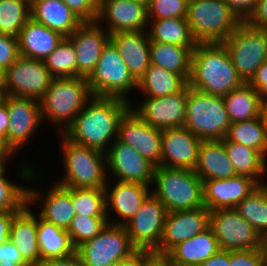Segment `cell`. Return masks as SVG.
I'll list each match as a JSON object with an SVG mask.
<instances>
[{
  "label": "cell",
  "mask_w": 267,
  "mask_h": 266,
  "mask_svg": "<svg viewBox=\"0 0 267 266\" xmlns=\"http://www.w3.org/2000/svg\"><path fill=\"white\" fill-rule=\"evenodd\" d=\"M3 72L0 70V96L2 95Z\"/></svg>",
  "instance_id": "obj_61"
},
{
  "label": "cell",
  "mask_w": 267,
  "mask_h": 266,
  "mask_svg": "<svg viewBox=\"0 0 267 266\" xmlns=\"http://www.w3.org/2000/svg\"><path fill=\"white\" fill-rule=\"evenodd\" d=\"M234 210L264 238L267 235V182L260 184Z\"/></svg>",
  "instance_id": "obj_37"
},
{
  "label": "cell",
  "mask_w": 267,
  "mask_h": 266,
  "mask_svg": "<svg viewBox=\"0 0 267 266\" xmlns=\"http://www.w3.org/2000/svg\"><path fill=\"white\" fill-rule=\"evenodd\" d=\"M231 122L224 99L189 87L184 127L203 140H222Z\"/></svg>",
  "instance_id": "obj_7"
},
{
  "label": "cell",
  "mask_w": 267,
  "mask_h": 266,
  "mask_svg": "<svg viewBox=\"0 0 267 266\" xmlns=\"http://www.w3.org/2000/svg\"><path fill=\"white\" fill-rule=\"evenodd\" d=\"M199 266H230V251L219 250Z\"/></svg>",
  "instance_id": "obj_55"
},
{
  "label": "cell",
  "mask_w": 267,
  "mask_h": 266,
  "mask_svg": "<svg viewBox=\"0 0 267 266\" xmlns=\"http://www.w3.org/2000/svg\"><path fill=\"white\" fill-rule=\"evenodd\" d=\"M44 63L54 78L77 77V56L67 37L63 38Z\"/></svg>",
  "instance_id": "obj_40"
},
{
  "label": "cell",
  "mask_w": 267,
  "mask_h": 266,
  "mask_svg": "<svg viewBox=\"0 0 267 266\" xmlns=\"http://www.w3.org/2000/svg\"><path fill=\"white\" fill-rule=\"evenodd\" d=\"M97 10L103 5L105 0H88Z\"/></svg>",
  "instance_id": "obj_60"
},
{
  "label": "cell",
  "mask_w": 267,
  "mask_h": 266,
  "mask_svg": "<svg viewBox=\"0 0 267 266\" xmlns=\"http://www.w3.org/2000/svg\"><path fill=\"white\" fill-rule=\"evenodd\" d=\"M167 213L153 193L144 200L140 210L124 225L137 249L154 251L160 245Z\"/></svg>",
  "instance_id": "obj_15"
},
{
  "label": "cell",
  "mask_w": 267,
  "mask_h": 266,
  "mask_svg": "<svg viewBox=\"0 0 267 266\" xmlns=\"http://www.w3.org/2000/svg\"><path fill=\"white\" fill-rule=\"evenodd\" d=\"M243 83L223 43H197L191 56L189 87L224 97Z\"/></svg>",
  "instance_id": "obj_2"
},
{
  "label": "cell",
  "mask_w": 267,
  "mask_h": 266,
  "mask_svg": "<svg viewBox=\"0 0 267 266\" xmlns=\"http://www.w3.org/2000/svg\"><path fill=\"white\" fill-rule=\"evenodd\" d=\"M222 43L244 83H249L267 61V29L254 28L242 21Z\"/></svg>",
  "instance_id": "obj_9"
},
{
  "label": "cell",
  "mask_w": 267,
  "mask_h": 266,
  "mask_svg": "<svg viewBox=\"0 0 267 266\" xmlns=\"http://www.w3.org/2000/svg\"><path fill=\"white\" fill-rule=\"evenodd\" d=\"M37 239L41 255V265L42 262L48 259L66 257L76 251L65 229L44 221L38 214Z\"/></svg>",
  "instance_id": "obj_33"
},
{
  "label": "cell",
  "mask_w": 267,
  "mask_h": 266,
  "mask_svg": "<svg viewBox=\"0 0 267 266\" xmlns=\"http://www.w3.org/2000/svg\"><path fill=\"white\" fill-rule=\"evenodd\" d=\"M13 149L7 144L6 139L0 136V164L10 162L15 156Z\"/></svg>",
  "instance_id": "obj_58"
},
{
  "label": "cell",
  "mask_w": 267,
  "mask_h": 266,
  "mask_svg": "<svg viewBox=\"0 0 267 266\" xmlns=\"http://www.w3.org/2000/svg\"><path fill=\"white\" fill-rule=\"evenodd\" d=\"M26 203L13 217L9 239L20 251L30 266H41V255L37 239V213Z\"/></svg>",
  "instance_id": "obj_26"
},
{
  "label": "cell",
  "mask_w": 267,
  "mask_h": 266,
  "mask_svg": "<svg viewBox=\"0 0 267 266\" xmlns=\"http://www.w3.org/2000/svg\"><path fill=\"white\" fill-rule=\"evenodd\" d=\"M7 105L10 124L7 130V144L17 152L28 146L29 140L43 125L40 102L33 98L1 95Z\"/></svg>",
  "instance_id": "obj_13"
},
{
  "label": "cell",
  "mask_w": 267,
  "mask_h": 266,
  "mask_svg": "<svg viewBox=\"0 0 267 266\" xmlns=\"http://www.w3.org/2000/svg\"><path fill=\"white\" fill-rule=\"evenodd\" d=\"M244 21L253 10L257 0H223Z\"/></svg>",
  "instance_id": "obj_51"
},
{
  "label": "cell",
  "mask_w": 267,
  "mask_h": 266,
  "mask_svg": "<svg viewBox=\"0 0 267 266\" xmlns=\"http://www.w3.org/2000/svg\"><path fill=\"white\" fill-rule=\"evenodd\" d=\"M19 56L17 37L0 34V70L4 72Z\"/></svg>",
  "instance_id": "obj_46"
},
{
  "label": "cell",
  "mask_w": 267,
  "mask_h": 266,
  "mask_svg": "<svg viewBox=\"0 0 267 266\" xmlns=\"http://www.w3.org/2000/svg\"><path fill=\"white\" fill-rule=\"evenodd\" d=\"M137 1L143 2V3H145L146 5L149 3V0H137Z\"/></svg>",
  "instance_id": "obj_63"
},
{
  "label": "cell",
  "mask_w": 267,
  "mask_h": 266,
  "mask_svg": "<svg viewBox=\"0 0 267 266\" xmlns=\"http://www.w3.org/2000/svg\"><path fill=\"white\" fill-rule=\"evenodd\" d=\"M249 84L256 89L261 102L267 101V61L257 69Z\"/></svg>",
  "instance_id": "obj_50"
},
{
  "label": "cell",
  "mask_w": 267,
  "mask_h": 266,
  "mask_svg": "<svg viewBox=\"0 0 267 266\" xmlns=\"http://www.w3.org/2000/svg\"><path fill=\"white\" fill-rule=\"evenodd\" d=\"M202 180L227 179L236 176L222 140H203L194 169Z\"/></svg>",
  "instance_id": "obj_30"
},
{
  "label": "cell",
  "mask_w": 267,
  "mask_h": 266,
  "mask_svg": "<svg viewBox=\"0 0 267 266\" xmlns=\"http://www.w3.org/2000/svg\"><path fill=\"white\" fill-rule=\"evenodd\" d=\"M186 84L179 74L150 63L137 82V91L143 93L142 97H164L179 92Z\"/></svg>",
  "instance_id": "obj_35"
},
{
  "label": "cell",
  "mask_w": 267,
  "mask_h": 266,
  "mask_svg": "<svg viewBox=\"0 0 267 266\" xmlns=\"http://www.w3.org/2000/svg\"><path fill=\"white\" fill-rule=\"evenodd\" d=\"M148 35L150 41L196 47L187 18L148 19Z\"/></svg>",
  "instance_id": "obj_34"
},
{
  "label": "cell",
  "mask_w": 267,
  "mask_h": 266,
  "mask_svg": "<svg viewBox=\"0 0 267 266\" xmlns=\"http://www.w3.org/2000/svg\"><path fill=\"white\" fill-rule=\"evenodd\" d=\"M223 99L231 123L248 121L259 116L261 101L256 89L249 83H243Z\"/></svg>",
  "instance_id": "obj_36"
},
{
  "label": "cell",
  "mask_w": 267,
  "mask_h": 266,
  "mask_svg": "<svg viewBox=\"0 0 267 266\" xmlns=\"http://www.w3.org/2000/svg\"><path fill=\"white\" fill-rule=\"evenodd\" d=\"M113 184L114 186L111 187L107 181L105 186L107 222L124 226L140 210L144 200L152 193L151 187L141 183L117 180Z\"/></svg>",
  "instance_id": "obj_19"
},
{
  "label": "cell",
  "mask_w": 267,
  "mask_h": 266,
  "mask_svg": "<svg viewBox=\"0 0 267 266\" xmlns=\"http://www.w3.org/2000/svg\"><path fill=\"white\" fill-rule=\"evenodd\" d=\"M107 217L76 215L66 230L75 248L94 238L107 225Z\"/></svg>",
  "instance_id": "obj_43"
},
{
  "label": "cell",
  "mask_w": 267,
  "mask_h": 266,
  "mask_svg": "<svg viewBox=\"0 0 267 266\" xmlns=\"http://www.w3.org/2000/svg\"><path fill=\"white\" fill-rule=\"evenodd\" d=\"M63 38L60 33L30 18L17 36L19 55L44 61Z\"/></svg>",
  "instance_id": "obj_28"
},
{
  "label": "cell",
  "mask_w": 267,
  "mask_h": 266,
  "mask_svg": "<svg viewBox=\"0 0 267 266\" xmlns=\"http://www.w3.org/2000/svg\"><path fill=\"white\" fill-rule=\"evenodd\" d=\"M87 82L94 97L119 98L131 103L129 98L132 97V92H137V81L130 74L111 40L104 46Z\"/></svg>",
  "instance_id": "obj_8"
},
{
  "label": "cell",
  "mask_w": 267,
  "mask_h": 266,
  "mask_svg": "<svg viewBox=\"0 0 267 266\" xmlns=\"http://www.w3.org/2000/svg\"><path fill=\"white\" fill-rule=\"evenodd\" d=\"M6 164H0V211H19L27 203V185L9 180Z\"/></svg>",
  "instance_id": "obj_42"
},
{
  "label": "cell",
  "mask_w": 267,
  "mask_h": 266,
  "mask_svg": "<svg viewBox=\"0 0 267 266\" xmlns=\"http://www.w3.org/2000/svg\"><path fill=\"white\" fill-rule=\"evenodd\" d=\"M151 191L167 212L204 206L203 181L194 170L157 166L154 169Z\"/></svg>",
  "instance_id": "obj_5"
},
{
  "label": "cell",
  "mask_w": 267,
  "mask_h": 266,
  "mask_svg": "<svg viewBox=\"0 0 267 266\" xmlns=\"http://www.w3.org/2000/svg\"><path fill=\"white\" fill-rule=\"evenodd\" d=\"M41 266H86L79 256V254L75 251L73 254L60 257V258H52L42 262Z\"/></svg>",
  "instance_id": "obj_52"
},
{
  "label": "cell",
  "mask_w": 267,
  "mask_h": 266,
  "mask_svg": "<svg viewBox=\"0 0 267 266\" xmlns=\"http://www.w3.org/2000/svg\"><path fill=\"white\" fill-rule=\"evenodd\" d=\"M76 215L107 217L105 188H72Z\"/></svg>",
  "instance_id": "obj_41"
},
{
  "label": "cell",
  "mask_w": 267,
  "mask_h": 266,
  "mask_svg": "<svg viewBox=\"0 0 267 266\" xmlns=\"http://www.w3.org/2000/svg\"><path fill=\"white\" fill-rule=\"evenodd\" d=\"M105 154L107 175H114L117 181L152 187L155 166L136 149L117 138Z\"/></svg>",
  "instance_id": "obj_14"
},
{
  "label": "cell",
  "mask_w": 267,
  "mask_h": 266,
  "mask_svg": "<svg viewBox=\"0 0 267 266\" xmlns=\"http://www.w3.org/2000/svg\"><path fill=\"white\" fill-rule=\"evenodd\" d=\"M194 49L195 47L150 41L151 64L179 74L188 83Z\"/></svg>",
  "instance_id": "obj_31"
},
{
  "label": "cell",
  "mask_w": 267,
  "mask_h": 266,
  "mask_svg": "<svg viewBox=\"0 0 267 266\" xmlns=\"http://www.w3.org/2000/svg\"><path fill=\"white\" fill-rule=\"evenodd\" d=\"M31 18L64 37L71 35L84 21L62 0H32Z\"/></svg>",
  "instance_id": "obj_27"
},
{
  "label": "cell",
  "mask_w": 267,
  "mask_h": 266,
  "mask_svg": "<svg viewBox=\"0 0 267 266\" xmlns=\"http://www.w3.org/2000/svg\"><path fill=\"white\" fill-rule=\"evenodd\" d=\"M135 250L125 227L109 223L98 235L76 248L86 266H115Z\"/></svg>",
  "instance_id": "obj_10"
},
{
  "label": "cell",
  "mask_w": 267,
  "mask_h": 266,
  "mask_svg": "<svg viewBox=\"0 0 267 266\" xmlns=\"http://www.w3.org/2000/svg\"><path fill=\"white\" fill-rule=\"evenodd\" d=\"M230 266H267L264 248L230 251Z\"/></svg>",
  "instance_id": "obj_45"
},
{
  "label": "cell",
  "mask_w": 267,
  "mask_h": 266,
  "mask_svg": "<svg viewBox=\"0 0 267 266\" xmlns=\"http://www.w3.org/2000/svg\"><path fill=\"white\" fill-rule=\"evenodd\" d=\"M0 266H30L15 244L8 239L0 245Z\"/></svg>",
  "instance_id": "obj_47"
},
{
  "label": "cell",
  "mask_w": 267,
  "mask_h": 266,
  "mask_svg": "<svg viewBox=\"0 0 267 266\" xmlns=\"http://www.w3.org/2000/svg\"><path fill=\"white\" fill-rule=\"evenodd\" d=\"M96 21L109 34L120 31H147V5L137 0H105L98 9Z\"/></svg>",
  "instance_id": "obj_20"
},
{
  "label": "cell",
  "mask_w": 267,
  "mask_h": 266,
  "mask_svg": "<svg viewBox=\"0 0 267 266\" xmlns=\"http://www.w3.org/2000/svg\"><path fill=\"white\" fill-rule=\"evenodd\" d=\"M188 83L179 91L164 97H144L131 109L148 125L159 129L184 126ZM133 104V106H132Z\"/></svg>",
  "instance_id": "obj_16"
},
{
  "label": "cell",
  "mask_w": 267,
  "mask_h": 266,
  "mask_svg": "<svg viewBox=\"0 0 267 266\" xmlns=\"http://www.w3.org/2000/svg\"><path fill=\"white\" fill-rule=\"evenodd\" d=\"M210 211L205 207L168 212L160 245L154 250L167 254L177 244L191 239L209 227Z\"/></svg>",
  "instance_id": "obj_21"
},
{
  "label": "cell",
  "mask_w": 267,
  "mask_h": 266,
  "mask_svg": "<svg viewBox=\"0 0 267 266\" xmlns=\"http://www.w3.org/2000/svg\"><path fill=\"white\" fill-rule=\"evenodd\" d=\"M144 266H173L166 254H159L153 250L145 249Z\"/></svg>",
  "instance_id": "obj_54"
},
{
  "label": "cell",
  "mask_w": 267,
  "mask_h": 266,
  "mask_svg": "<svg viewBox=\"0 0 267 266\" xmlns=\"http://www.w3.org/2000/svg\"><path fill=\"white\" fill-rule=\"evenodd\" d=\"M260 184L246 175L203 181V202L209 211L234 209Z\"/></svg>",
  "instance_id": "obj_24"
},
{
  "label": "cell",
  "mask_w": 267,
  "mask_h": 266,
  "mask_svg": "<svg viewBox=\"0 0 267 266\" xmlns=\"http://www.w3.org/2000/svg\"><path fill=\"white\" fill-rule=\"evenodd\" d=\"M92 97L87 78H54L39 100L43 123L60 127L63 134Z\"/></svg>",
  "instance_id": "obj_3"
},
{
  "label": "cell",
  "mask_w": 267,
  "mask_h": 266,
  "mask_svg": "<svg viewBox=\"0 0 267 266\" xmlns=\"http://www.w3.org/2000/svg\"><path fill=\"white\" fill-rule=\"evenodd\" d=\"M64 176L56 183L72 188H105L107 175L105 152L76 144L60 134Z\"/></svg>",
  "instance_id": "obj_4"
},
{
  "label": "cell",
  "mask_w": 267,
  "mask_h": 266,
  "mask_svg": "<svg viewBox=\"0 0 267 266\" xmlns=\"http://www.w3.org/2000/svg\"><path fill=\"white\" fill-rule=\"evenodd\" d=\"M244 22L254 28L267 29V0H257Z\"/></svg>",
  "instance_id": "obj_49"
},
{
  "label": "cell",
  "mask_w": 267,
  "mask_h": 266,
  "mask_svg": "<svg viewBox=\"0 0 267 266\" xmlns=\"http://www.w3.org/2000/svg\"><path fill=\"white\" fill-rule=\"evenodd\" d=\"M209 227L220 250L237 251L263 248V238L234 209L210 211Z\"/></svg>",
  "instance_id": "obj_12"
},
{
  "label": "cell",
  "mask_w": 267,
  "mask_h": 266,
  "mask_svg": "<svg viewBox=\"0 0 267 266\" xmlns=\"http://www.w3.org/2000/svg\"><path fill=\"white\" fill-rule=\"evenodd\" d=\"M30 18V1L0 0V34L17 37Z\"/></svg>",
  "instance_id": "obj_39"
},
{
  "label": "cell",
  "mask_w": 267,
  "mask_h": 266,
  "mask_svg": "<svg viewBox=\"0 0 267 266\" xmlns=\"http://www.w3.org/2000/svg\"><path fill=\"white\" fill-rule=\"evenodd\" d=\"M188 0H149L148 19L187 18Z\"/></svg>",
  "instance_id": "obj_44"
},
{
  "label": "cell",
  "mask_w": 267,
  "mask_h": 266,
  "mask_svg": "<svg viewBox=\"0 0 267 266\" xmlns=\"http://www.w3.org/2000/svg\"><path fill=\"white\" fill-rule=\"evenodd\" d=\"M220 250L210 227L174 246L166 255L173 266H199Z\"/></svg>",
  "instance_id": "obj_29"
},
{
  "label": "cell",
  "mask_w": 267,
  "mask_h": 266,
  "mask_svg": "<svg viewBox=\"0 0 267 266\" xmlns=\"http://www.w3.org/2000/svg\"><path fill=\"white\" fill-rule=\"evenodd\" d=\"M263 248L267 252V235L263 238Z\"/></svg>",
  "instance_id": "obj_62"
},
{
  "label": "cell",
  "mask_w": 267,
  "mask_h": 266,
  "mask_svg": "<svg viewBox=\"0 0 267 266\" xmlns=\"http://www.w3.org/2000/svg\"><path fill=\"white\" fill-rule=\"evenodd\" d=\"M53 79L43 60L19 55L3 72L2 95L40 100Z\"/></svg>",
  "instance_id": "obj_11"
},
{
  "label": "cell",
  "mask_w": 267,
  "mask_h": 266,
  "mask_svg": "<svg viewBox=\"0 0 267 266\" xmlns=\"http://www.w3.org/2000/svg\"><path fill=\"white\" fill-rule=\"evenodd\" d=\"M31 184L33 185L30 183L27 187V203L32 206L35 204L37 207L40 205L38 216L41 219L67 230L71 220L76 216L72 202V187H64L54 182L48 191L44 192L40 187L37 189Z\"/></svg>",
  "instance_id": "obj_17"
},
{
  "label": "cell",
  "mask_w": 267,
  "mask_h": 266,
  "mask_svg": "<svg viewBox=\"0 0 267 266\" xmlns=\"http://www.w3.org/2000/svg\"><path fill=\"white\" fill-rule=\"evenodd\" d=\"M225 138L257 150L267 160V133L260 116L231 123Z\"/></svg>",
  "instance_id": "obj_38"
},
{
  "label": "cell",
  "mask_w": 267,
  "mask_h": 266,
  "mask_svg": "<svg viewBox=\"0 0 267 266\" xmlns=\"http://www.w3.org/2000/svg\"><path fill=\"white\" fill-rule=\"evenodd\" d=\"M118 139L136 149L155 167L161 166L162 129L148 125L131 108L119 122Z\"/></svg>",
  "instance_id": "obj_18"
},
{
  "label": "cell",
  "mask_w": 267,
  "mask_h": 266,
  "mask_svg": "<svg viewBox=\"0 0 267 266\" xmlns=\"http://www.w3.org/2000/svg\"><path fill=\"white\" fill-rule=\"evenodd\" d=\"M18 211H0V245L9 239L10 224Z\"/></svg>",
  "instance_id": "obj_53"
},
{
  "label": "cell",
  "mask_w": 267,
  "mask_h": 266,
  "mask_svg": "<svg viewBox=\"0 0 267 266\" xmlns=\"http://www.w3.org/2000/svg\"><path fill=\"white\" fill-rule=\"evenodd\" d=\"M187 21L197 43H222L242 22L223 0H189Z\"/></svg>",
  "instance_id": "obj_6"
},
{
  "label": "cell",
  "mask_w": 267,
  "mask_h": 266,
  "mask_svg": "<svg viewBox=\"0 0 267 266\" xmlns=\"http://www.w3.org/2000/svg\"><path fill=\"white\" fill-rule=\"evenodd\" d=\"M131 103L119 98L92 97L63 135L72 142L106 152L118 138L119 122Z\"/></svg>",
  "instance_id": "obj_1"
},
{
  "label": "cell",
  "mask_w": 267,
  "mask_h": 266,
  "mask_svg": "<svg viewBox=\"0 0 267 266\" xmlns=\"http://www.w3.org/2000/svg\"><path fill=\"white\" fill-rule=\"evenodd\" d=\"M84 22L97 20L98 10L88 0H62Z\"/></svg>",
  "instance_id": "obj_48"
},
{
  "label": "cell",
  "mask_w": 267,
  "mask_h": 266,
  "mask_svg": "<svg viewBox=\"0 0 267 266\" xmlns=\"http://www.w3.org/2000/svg\"><path fill=\"white\" fill-rule=\"evenodd\" d=\"M77 56V77L88 78L95 70L110 34L97 21L83 22L67 37Z\"/></svg>",
  "instance_id": "obj_23"
},
{
  "label": "cell",
  "mask_w": 267,
  "mask_h": 266,
  "mask_svg": "<svg viewBox=\"0 0 267 266\" xmlns=\"http://www.w3.org/2000/svg\"><path fill=\"white\" fill-rule=\"evenodd\" d=\"M145 249H137L130 256L118 262L115 266H144Z\"/></svg>",
  "instance_id": "obj_56"
},
{
  "label": "cell",
  "mask_w": 267,
  "mask_h": 266,
  "mask_svg": "<svg viewBox=\"0 0 267 266\" xmlns=\"http://www.w3.org/2000/svg\"><path fill=\"white\" fill-rule=\"evenodd\" d=\"M259 116L261 118L262 124L264 125L267 133V101L260 103V113Z\"/></svg>",
  "instance_id": "obj_59"
},
{
  "label": "cell",
  "mask_w": 267,
  "mask_h": 266,
  "mask_svg": "<svg viewBox=\"0 0 267 266\" xmlns=\"http://www.w3.org/2000/svg\"><path fill=\"white\" fill-rule=\"evenodd\" d=\"M130 74L138 82L151 63L147 31H120L110 34Z\"/></svg>",
  "instance_id": "obj_25"
},
{
  "label": "cell",
  "mask_w": 267,
  "mask_h": 266,
  "mask_svg": "<svg viewBox=\"0 0 267 266\" xmlns=\"http://www.w3.org/2000/svg\"><path fill=\"white\" fill-rule=\"evenodd\" d=\"M10 124L8 109L6 103L0 98V136L6 139L7 130Z\"/></svg>",
  "instance_id": "obj_57"
},
{
  "label": "cell",
  "mask_w": 267,
  "mask_h": 266,
  "mask_svg": "<svg viewBox=\"0 0 267 266\" xmlns=\"http://www.w3.org/2000/svg\"><path fill=\"white\" fill-rule=\"evenodd\" d=\"M202 140L182 127L162 129L161 166L194 170Z\"/></svg>",
  "instance_id": "obj_22"
},
{
  "label": "cell",
  "mask_w": 267,
  "mask_h": 266,
  "mask_svg": "<svg viewBox=\"0 0 267 266\" xmlns=\"http://www.w3.org/2000/svg\"><path fill=\"white\" fill-rule=\"evenodd\" d=\"M223 143L237 175L249 176L259 184L266 183L267 160L257 150L226 138Z\"/></svg>",
  "instance_id": "obj_32"
}]
</instances>
